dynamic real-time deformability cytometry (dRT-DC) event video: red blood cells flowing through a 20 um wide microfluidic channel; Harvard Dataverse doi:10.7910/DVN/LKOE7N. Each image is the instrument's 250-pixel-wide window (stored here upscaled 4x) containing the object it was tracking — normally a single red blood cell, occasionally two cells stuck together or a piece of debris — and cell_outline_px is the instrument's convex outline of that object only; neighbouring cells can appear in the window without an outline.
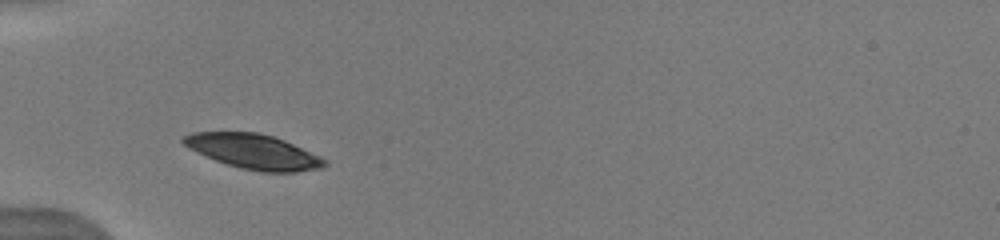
{"species": "human", "species_latin": "Homo sapiens", "temperature_condition": "warm", "stored_images_in_passage": 58, "camera_frame_rate_fps": 3000, "um_per_image_px": 0.085, "donor": {"sex": "male"}, "frame": {"image": 1, "passage_image": 11, "time_ms": 1.667, "image_size_px": [1000, 240], "cell_outline_px": [[328, 164], [320, 168], [296, 172], [260, 172], [240, 168], [216, 160], [196, 152], [188, 148], [180, 140], [184, 136], [192, 132], [256, 132], [272, 136], [284, 140], [320, 156], [328, 160]], "centroid_in_image_um": [21.56, 12.88], "position_along_channel_um": 63.4, "area_um2": 28.5}}
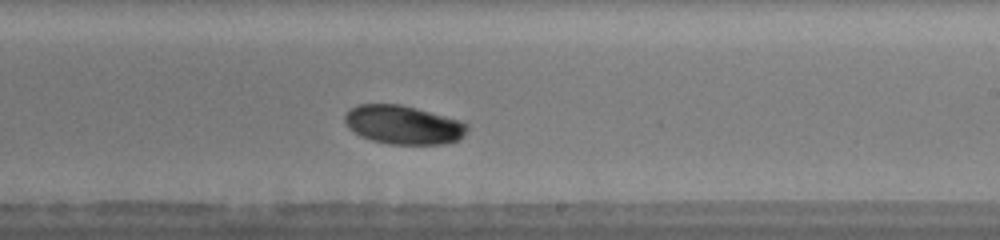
{"frame": {"image": 2, "passage_image": 29, "time_ms": 6.667, "image_size_px": [1000, 240], "cell_outline_px": [[468, 128], [464, 136], [460, 140], [444, 144], [392, 144], [372, 140], [360, 136], [348, 128], [344, 120], [344, 116], [352, 108], [360, 104], [400, 104], [416, 108], [444, 116], [468, 124]], "centroid_in_image_um": [34.28, 10.62], "position_along_channel_um": 254.7, "area_um2": 27.46}, "authors_computed_cell_mechanics": {"area_um2": 28.7555, "velocity_mm_per_s": 3.9638, "shape_relaxation_time_tau1_ms": 2.7401, "shape_relaxation_time_tau2_ms": null, "deformation_change_tau1": 0.0947, "deformation_change_tau2": null}}